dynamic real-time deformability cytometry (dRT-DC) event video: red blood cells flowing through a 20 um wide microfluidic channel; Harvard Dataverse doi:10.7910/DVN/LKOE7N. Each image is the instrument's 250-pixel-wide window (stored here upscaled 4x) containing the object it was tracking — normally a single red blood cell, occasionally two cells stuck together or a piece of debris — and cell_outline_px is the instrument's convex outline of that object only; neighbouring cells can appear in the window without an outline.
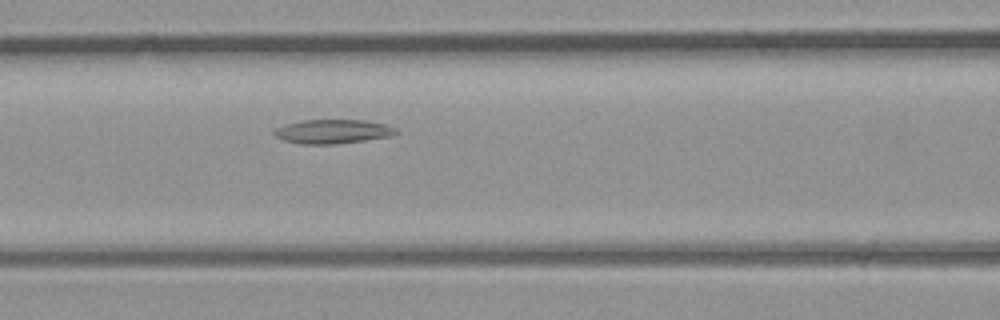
{"species": "common noctule bat (a hibernating species)", "species_latin": "Nyctalus noctula", "temperature_condition": "room temperature", "stored_images_in_passage": 30, "camera_frame_rate_fps": 3000, "um_per_image_px": 0.085, "animal": {"sex": "male", "body_mass_g": 23.1, "forearm_length_mm": 52.7}, "frame": {"image": 1, "passage_image": 7, "time_ms": 2.0, "image_size_px": [1000, 320], "cell_outline_px": [[396, 132], [388, 136], [364, 140], [336, 144], [300, 144], [284, 140], [276, 136], [272, 132], [276, 128], [284, 124], [300, 120], [364, 120], [384, 124], [392, 128]], "centroid_in_image_um": [28.17, 11.17], "position_along_channel_um": 138.4, "area_um2": 16.82}}
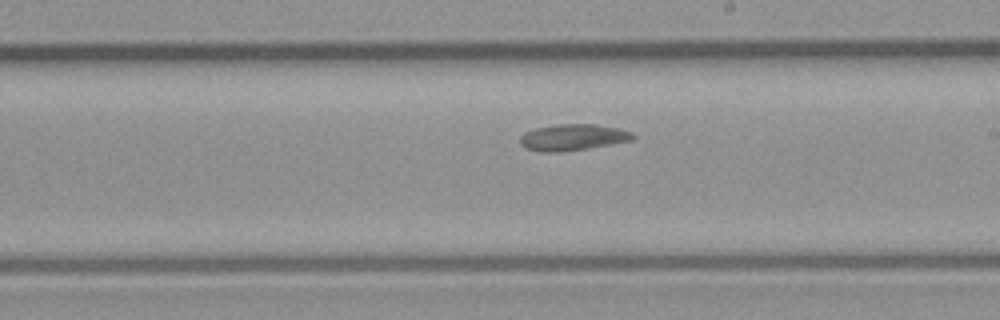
{"frame": {"image": 2, "passage_image": 13, "time_ms": 4.0, "image_size_px": [1000, 320], "cell_outline_px": [[636, 140], [588, 148], [556, 152], [540, 152], [524, 148], [520, 144], [520, 136], [524, 132], [536, 128], [560, 124], [596, 124], [620, 128], [632, 132], [636, 136]], "centroid_in_image_um": [48.72, 11.67], "position_along_channel_um": 240.3, "area_um2": 17.51}}
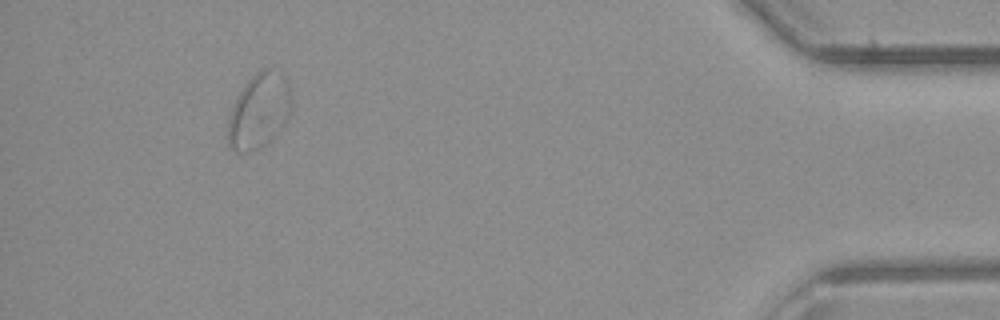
{"frame": {"image": 3, "passage_image": 27, "time_ms": 8.667, "image_size_px": [1000, 320], "cell_outline_px": [[288, 116], [284, 124], [264, 144], [248, 152], [236, 152], [228, 144], [228, 120], [232, 108], [240, 92], [248, 80], [260, 68], [272, 68], [280, 72], [284, 76], [288, 84]], "centroid_in_image_um": [21.97, 9.4], "position_along_channel_um": 413.2, "area_um2": 26.82}}